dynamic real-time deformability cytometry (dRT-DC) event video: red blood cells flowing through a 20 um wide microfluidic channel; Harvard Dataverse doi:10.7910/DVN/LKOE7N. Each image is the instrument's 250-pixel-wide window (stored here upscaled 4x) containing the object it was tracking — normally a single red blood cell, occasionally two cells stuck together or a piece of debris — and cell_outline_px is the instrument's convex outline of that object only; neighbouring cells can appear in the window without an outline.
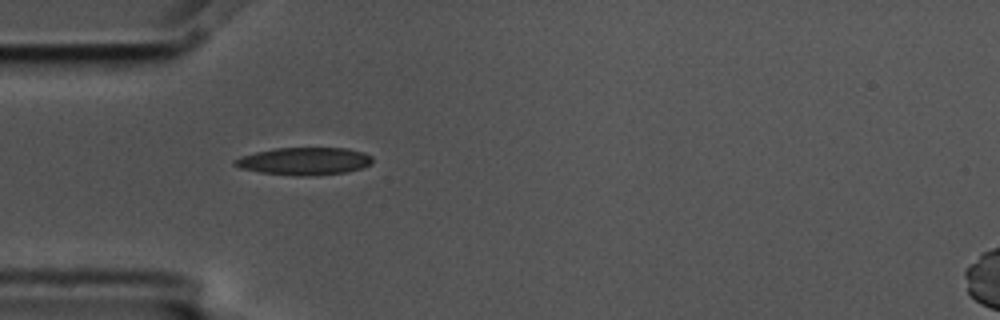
{"species": "common noctule bat (a hibernating species)", "species_latin": "Nyctalus noctula", "temperature_condition": "cold", "stored_images_in_passage": 1, "camera_frame_rate_fps": 3000, "um_per_image_px": 0.085, "animal": {"sex": "male", "body_mass_g": 17.5, "forearm_length_mm": 52.3}, "frame": {"image": 1, "passage_image": 1, "time_ms": 0.0, "image_size_px": [1000, 320], "cell_outline_px": [[372, 164], [364, 168], [344, 172], [308, 176], [296, 176], [260, 172], [240, 168], [232, 164], [232, 160], [240, 156], [256, 152], [276, 148], [348, 148], [364, 152], [372, 156]], "centroid_in_image_um": [25.87, 13.7], "position_along_channel_um": 59.1, "area_um2": 22.25}}